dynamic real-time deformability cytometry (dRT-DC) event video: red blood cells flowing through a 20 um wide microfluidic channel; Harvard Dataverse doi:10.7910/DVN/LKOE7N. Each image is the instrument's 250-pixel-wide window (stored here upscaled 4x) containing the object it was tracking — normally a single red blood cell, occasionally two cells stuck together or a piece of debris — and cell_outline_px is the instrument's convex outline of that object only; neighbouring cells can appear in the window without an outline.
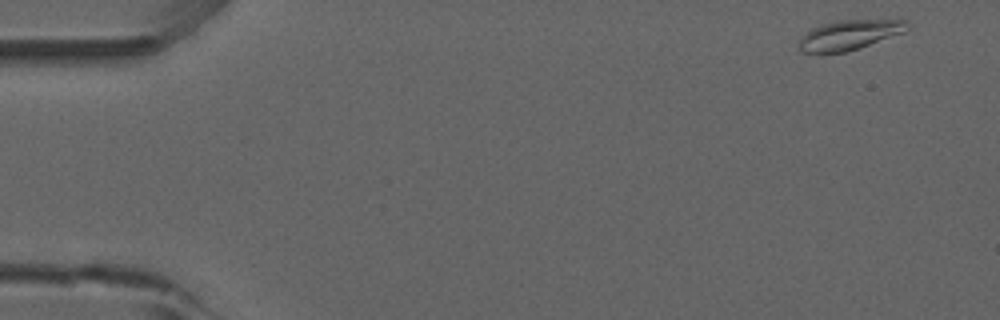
{"species": "common noctule bat (a hibernating species)", "species_latin": "Nyctalus noctula", "temperature_condition": "room temperature", "stored_images_in_passage": 52, "camera_frame_rate_fps": 3000, "um_per_image_px": 0.085, "animal": {"sex": "male", "forearm_length_mm": 52.5}, "frame": {"image": 1, "passage_image": 1, "time_ms": 0.0, "image_size_px": [1000, 320], "cell_outline_px": [[908, 28], [904, 32], [844, 52], [800, 52], [796, 44], [800, 36], [812, 28], [820, 24], [840, 20], [908, 20]], "centroid_in_image_um": [72.11, 2.96], "position_along_channel_um": 12.9, "area_um2": 18.55}}
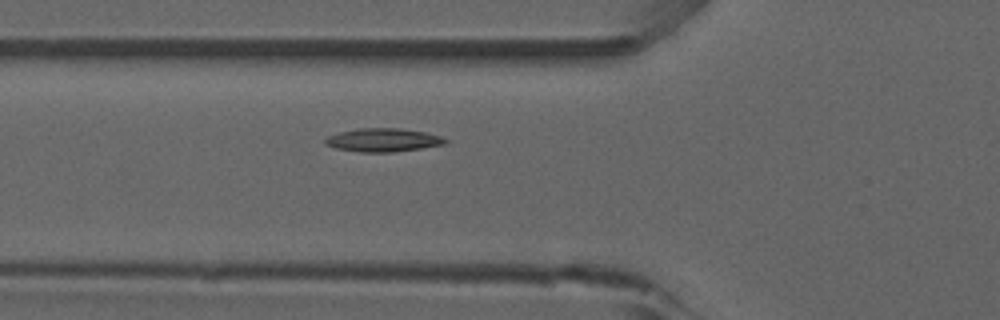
{"frame": {"image": 2, "passage_image": 17, "time_ms": 5.333, "image_size_px": [1000, 320], "cell_outline_px": [[448, 140], [444, 144], [420, 148], [392, 152], [360, 152], [336, 148], [324, 144], [324, 140], [328, 136], [340, 132], [360, 128], [400, 128], [424, 132], [440, 136]], "centroid_in_image_um": [32.53, 11.9], "position_along_channel_um": 93.3, "area_um2": 16.18}}
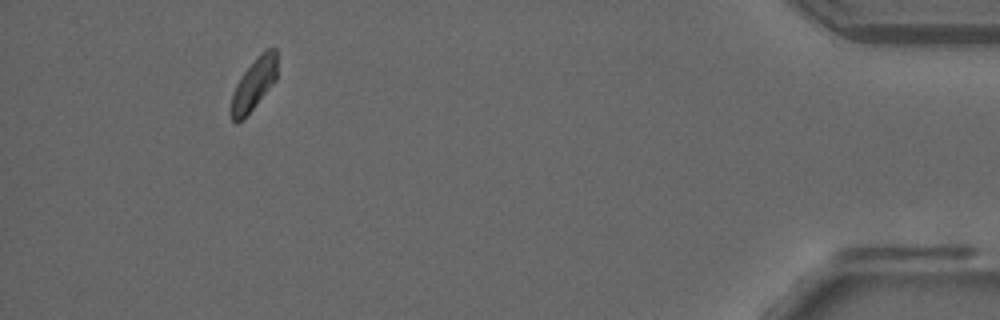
{"frame": {"image": 3, "passage_image": 47, "time_ms": 15.333, "image_size_px": [1000, 320], "cell_outline_px": [[276, 80], [244, 120], [236, 124], [232, 120], [232, 92], [236, 84], [244, 72], [256, 56], [264, 48], [276, 48]], "centroid_in_image_um": [21.58, 7.15], "position_along_channel_um": 413.6, "area_um2": 13.93}}